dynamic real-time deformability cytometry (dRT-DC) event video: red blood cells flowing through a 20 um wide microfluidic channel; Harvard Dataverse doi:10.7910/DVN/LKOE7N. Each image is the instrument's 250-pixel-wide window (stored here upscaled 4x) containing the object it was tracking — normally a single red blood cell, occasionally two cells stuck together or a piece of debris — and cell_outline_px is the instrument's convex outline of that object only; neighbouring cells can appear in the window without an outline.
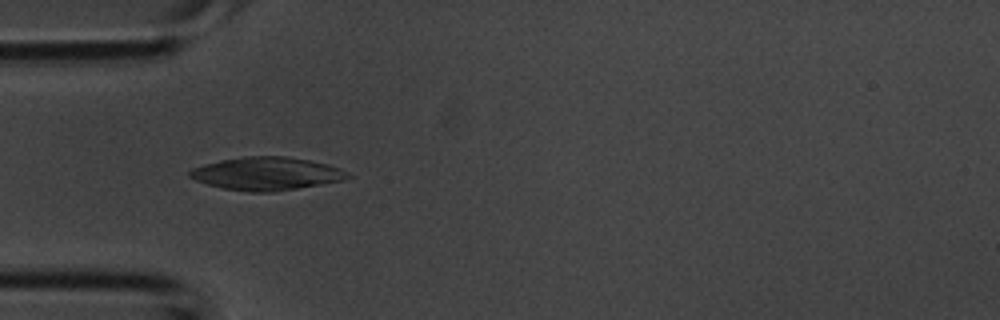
{"species": "common noctule bat (a hibernating species)", "species_latin": "Nyctalus noctula", "temperature_condition": "room temperature", "stored_images_in_passage": 3, "camera_frame_rate_fps": 3000, "um_per_image_px": 0.085, "animal": {"sex": "male", "body_mass_g": 20.1, "forearm_length_mm": 53.5}, "frame": {"image": 1, "passage_image": 3, "time_ms": 0.667, "image_size_px": [1000, 320], "cell_outline_px": [[352, 176], [344, 180], [272, 192], [252, 192], [224, 188], [208, 184], [196, 180], [188, 176], [188, 172], [192, 168], [204, 164], [220, 160], [244, 156], [288, 156], [328, 164], [340, 168], [348, 172]], "centroid_in_image_um": [22.66, 14.75], "position_along_channel_um": 62.3, "area_um2": 30.29}}